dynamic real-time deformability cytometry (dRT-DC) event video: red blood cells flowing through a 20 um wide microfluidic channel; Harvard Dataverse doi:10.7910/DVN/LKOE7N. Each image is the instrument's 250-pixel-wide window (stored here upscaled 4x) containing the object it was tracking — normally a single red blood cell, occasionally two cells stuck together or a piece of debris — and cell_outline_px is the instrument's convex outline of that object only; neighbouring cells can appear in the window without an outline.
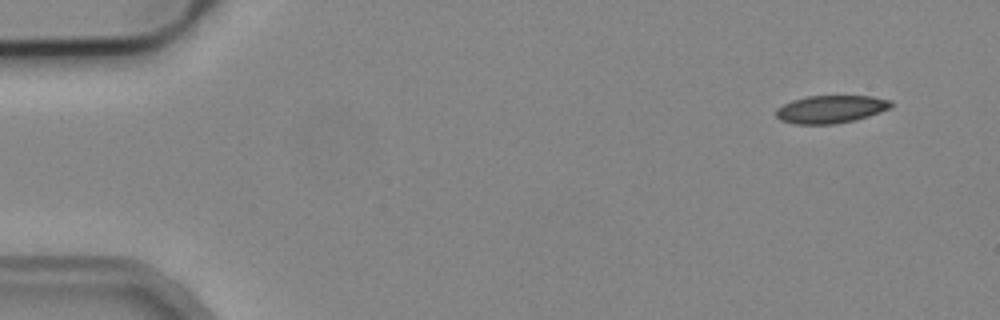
{"species": "common noctule bat (a hibernating species)", "species_latin": "Nyctalus noctula", "temperature_condition": "cold", "stored_images_in_passage": 6, "camera_frame_rate_fps": 3000, "um_per_image_px": 0.085, "animal": {"sex": "male", "body_mass_g": 19.2, "forearm_length_mm": 51.8}, "frame": {"image": 1, "passage_image": 1, "time_ms": 0.0, "image_size_px": [1000, 320], "cell_outline_px": [[892, 104], [888, 108], [880, 112], [856, 120], [836, 124], [796, 124], [780, 120], [776, 116], [776, 108], [792, 100], [808, 96], [872, 96], [892, 100]], "centroid_in_image_um": [70.61, 9.28], "position_along_channel_um": 14.4, "area_um2": 18.61}}
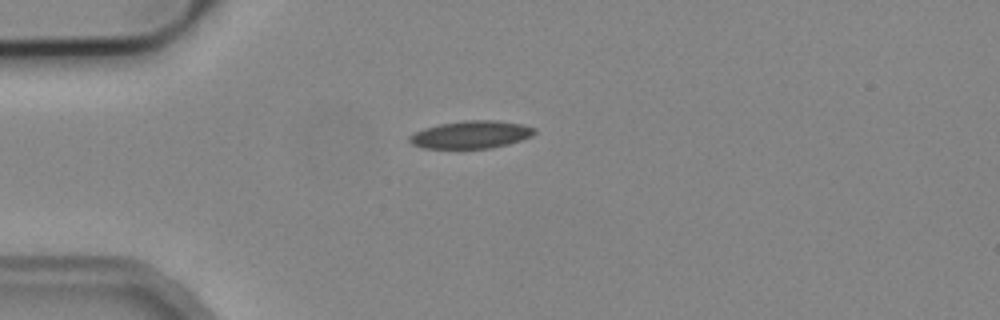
{"frame": {"image": 2, "passage_image": 4, "time_ms": 3.333, "image_size_px": [1000, 320], "cell_outline_px": [[536, 132], [532, 136], [508, 144], [492, 148], [424, 148], [412, 144], [408, 140], [408, 136], [424, 128], [440, 124], [464, 120], [496, 120], [524, 124], [536, 128]], "centroid_in_image_um": [40.06, 11.43], "position_along_channel_um": 44.9, "area_um2": 20.17}}